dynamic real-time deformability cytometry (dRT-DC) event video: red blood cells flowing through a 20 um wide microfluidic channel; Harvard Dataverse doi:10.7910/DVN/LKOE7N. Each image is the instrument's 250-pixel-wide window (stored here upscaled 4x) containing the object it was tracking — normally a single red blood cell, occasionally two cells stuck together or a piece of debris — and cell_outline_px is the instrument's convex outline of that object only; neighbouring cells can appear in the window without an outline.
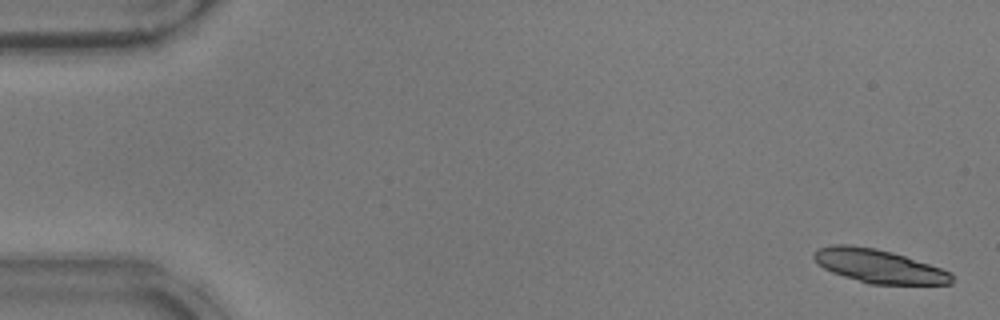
{"species": "common noctule bat (a hibernating species)", "species_latin": "Nyctalus noctula", "temperature_condition": "warm", "stored_images_in_passage": 53, "segment_of_instrument_passage": [1, 2], "camera_frame_rate_fps": 3000, "um_per_image_px": 0.085, "animal": {"sex": "male", "body_mass_g": 17.9}, "frame": {"image": 1, "passage_image": 2, "time_ms": 0.333, "image_size_px": [1000, 320], "cell_outline_px": [[952, 284], [868, 284], [832, 272], [824, 268], [812, 256], [816, 248], [832, 244], [848, 244], [876, 248], [892, 252], [952, 272]], "centroid_in_image_um": [74.67, 22.61], "position_along_channel_um": 10.3, "area_um2": 26.82}}